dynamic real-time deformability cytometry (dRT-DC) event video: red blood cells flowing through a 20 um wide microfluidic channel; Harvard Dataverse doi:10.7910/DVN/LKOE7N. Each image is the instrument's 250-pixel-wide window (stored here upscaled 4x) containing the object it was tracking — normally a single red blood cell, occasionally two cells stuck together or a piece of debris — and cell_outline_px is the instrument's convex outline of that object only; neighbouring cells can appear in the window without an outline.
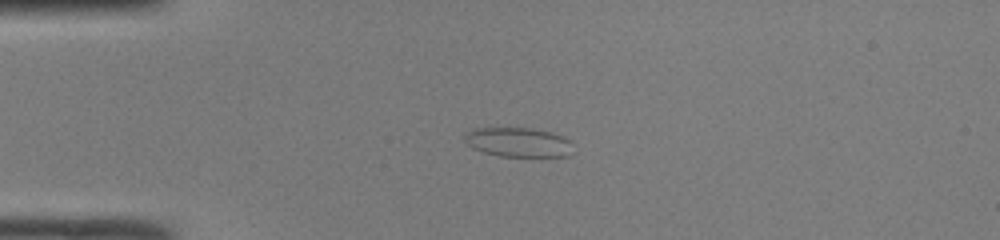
{"species": "common noctule bat (a hibernating species)", "species_latin": "Nyctalus noctula", "temperature_condition": "room temperature", "stored_images_in_passage": 37, "camera_frame_rate_fps": 3000, "um_per_image_px": 0.085, "animal": {"sex": "male", "body_mass_g": 19.0, "forearm_length_mm": 50.8}, "frame": {"image": 1, "passage_image": 1, "time_ms": 0.0, "image_size_px": [1000, 240], "cell_outline_px": [[576, 152], [568, 156], [500, 156], [484, 152], [472, 148], [464, 140], [464, 136], [468, 132], [476, 128], [532, 128], [552, 132], [564, 136], [568, 140]], "centroid_in_image_um": [44.11, 12.09], "position_along_channel_um": 40.9, "area_um2": 18.67}}
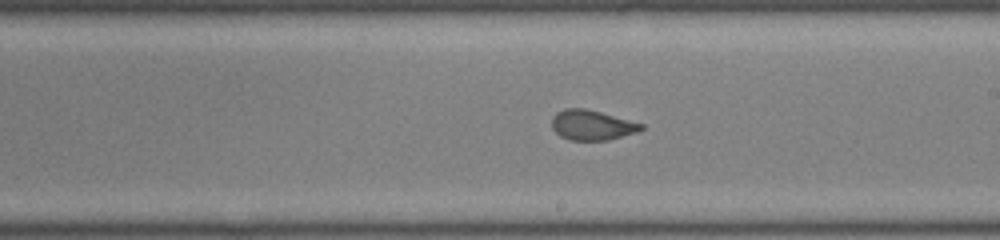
{"frame": {"image": 2, "passage_image": 17, "time_ms": 5.333, "image_size_px": [1000, 240], "cell_outline_px": [[644, 128], [636, 132], [608, 140], [568, 140], [560, 136], [552, 128], [552, 116], [556, 112], [564, 108], [584, 108], [600, 112], [644, 124]], "centroid_in_image_um": [50.28, 10.63], "position_along_channel_um": 238.7, "area_um2": 15.61}}
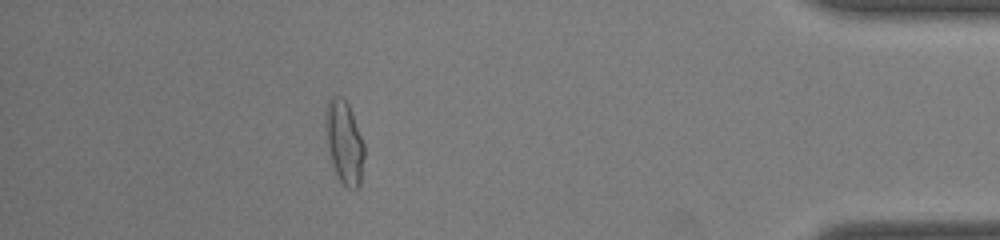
{"frame": {"image": 3, "passage_image": 32, "time_ms": 10.333, "image_size_px": [1000, 240], "cell_outline_px": [[364, 156], [360, 184], [356, 188], [348, 188], [340, 180], [332, 164], [328, 148], [324, 128], [324, 120], [328, 100], [332, 96], [336, 96], [344, 100], [348, 104], [364, 144]], "centroid_in_image_um": [29.24, 12.09], "position_along_channel_um": 406.0, "area_um2": 18.5}, "authors_computed_cell_mechanics": {"area_um2": 16.6464, "velocity_mm_per_s": 4.2429, "shape_relaxation_time_tau1_ms": 11.2756, "shape_relaxation_time_tau2_ms": 0.7028, "deformation_change_tau1": 0.256, "deformation_change_tau2": 0.0532}}